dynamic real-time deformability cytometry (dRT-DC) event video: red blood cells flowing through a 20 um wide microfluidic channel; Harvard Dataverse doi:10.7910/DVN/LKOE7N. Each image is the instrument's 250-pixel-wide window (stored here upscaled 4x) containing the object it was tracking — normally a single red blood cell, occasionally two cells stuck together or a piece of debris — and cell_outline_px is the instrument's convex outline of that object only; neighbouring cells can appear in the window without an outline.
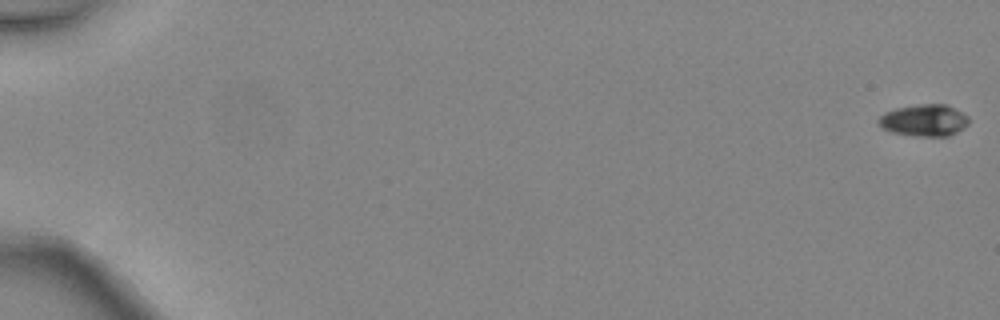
{"species": "common noctule bat (a hibernating species)", "species_latin": "Nyctalus noctula", "temperature_condition": "warm", "stored_images_in_passage": 4, "camera_frame_rate_fps": 3000, "um_per_image_px": 0.085, "animal": {"sex": "female", "body_mass_g": 24.6, "forearm_length_mm": 56.2}, "frame": {"image": 1, "passage_image": 1, "time_ms": 0.0, "image_size_px": [1000, 320], "cell_outline_px": [[968, 124], [964, 128], [948, 136], [916, 136], [892, 132], [880, 128], [876, 120], [884, 112], [896, 108], [920, 104], [944, 104], [968, 116]], "centroid_in_image_um": [78.5, 10.23], "position_along_channel_um": 6.5, "area_um2": 16.7}}